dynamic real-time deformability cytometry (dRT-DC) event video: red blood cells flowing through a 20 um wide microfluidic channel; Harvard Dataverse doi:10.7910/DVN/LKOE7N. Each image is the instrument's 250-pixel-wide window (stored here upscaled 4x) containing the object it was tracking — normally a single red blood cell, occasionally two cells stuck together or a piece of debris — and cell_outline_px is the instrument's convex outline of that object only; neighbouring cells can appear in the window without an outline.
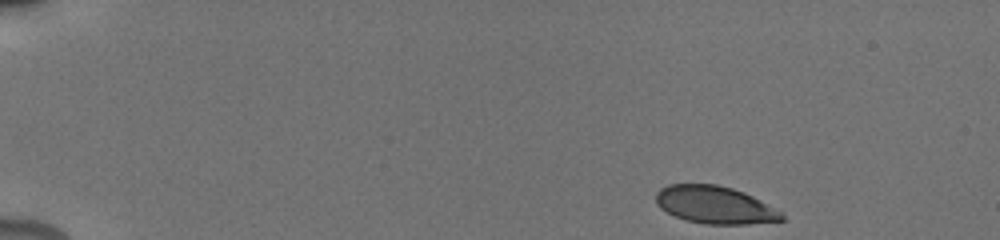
{"species": "human", "species_latin": "Homo sapiens", "temperature_condition": "cold", "stored_images_in_passage": 14, "camera_frame_rate_fps": 3000, "um_per_image_px": 0.085, "donor": {"sex": "male"}, "frame": {"image": 1, "passage_image": 1, "time_ms": 0.0, "image_size_px": [1000, 240], "cell_outline_px": [[788, 220], [748, 224], [704, 224], [684, 220], [660, 208], [656, 204], [656, 192], [660, 188], [668, 184], [716, 184], [732, 188], [744, 192], [784, 212]], "centroid_in_image_um": [60.8, 17.42], "position_along_channel_um": 24.2, "area_um2": 27.86}}
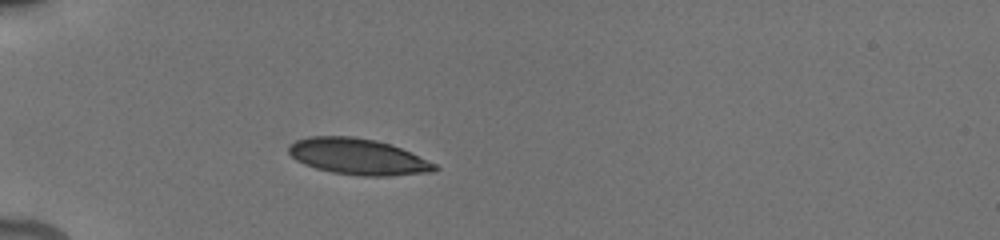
{"frame": {"image": 2, "passage_image": 8, "time_ms": 3.333, "image_size_px": [1000, 240], "cell_outline_px": [[440, 168], [432, 172], [392, 176], [360, 176], [332, 172], [316, 168], [304, 164], [296, 160], [288, 152], [288, 144], [296, 140], [308, 136], [352, 136], [376, 140], [392, 144], [436, 164]], "centroid_in_image_um": [30.42, 13.31], "position_along_channel_um": 54.6, "area_um2": 30.92}}
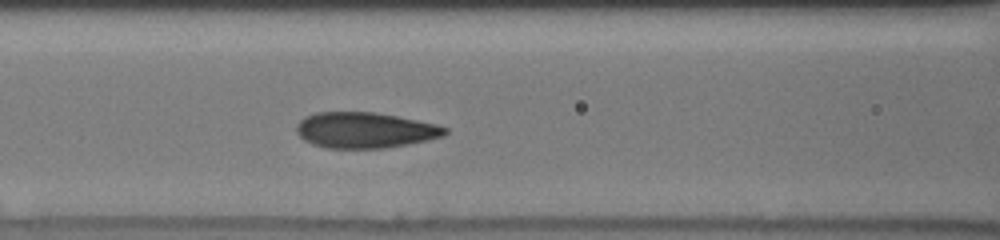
{"frame": {"image": 3, "passage_image": 14, "time_ms": 6.0, "image_size_px": [1000, 240], "cell_outline_px": [[448, 132], [444, 136], [428, 140], [408, 144], [384, 148], [328, 148], [312, 144], [304, 140], [296, 132], [296, 124], [304, 116], [316, 112], [376, 112], [436, 124], [448, 128]], "centroid_in_image_um": [31.0, 11.06], "position_along_channel_um": 135.6, "area_um2": 31.04}}